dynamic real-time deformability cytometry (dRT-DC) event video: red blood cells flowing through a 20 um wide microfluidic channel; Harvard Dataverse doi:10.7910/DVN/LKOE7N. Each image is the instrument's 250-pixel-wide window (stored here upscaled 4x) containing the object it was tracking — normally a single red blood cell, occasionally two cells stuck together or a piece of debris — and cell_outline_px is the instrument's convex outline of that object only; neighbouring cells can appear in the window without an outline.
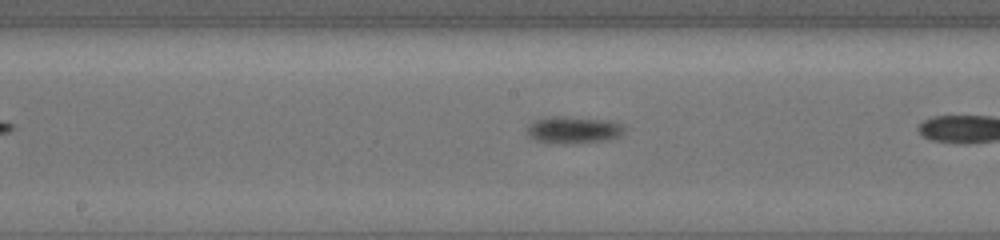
{"species": "common noctule bat (a hibernating species)", "species_latin": "Nyctalus noctula", "temperature_condition": "cold", "stored_images_in_passage": 27, "camera_frame_rate_fps": 3000, "um_per_image_px": 0.085, "animal": {"sex": "female", "body_mass_g": 19.5, "forearm_length_mm": 54.1}, "frame": {"image": 1, "passage_image": 12, "time_ms": 3.667, "image_size_px": [1000, 240], "cell_outline_px": [[624, 132], [620, 136], [608, 140], [564, 144], [548, 144], [536, 140], [528, 136], [528, 124], [536, 120], [608, 120], [620, 124], [624, 128]], "centroid_in_image_um": [48.77, 11.14], "position_along_channel_um": 199.4, "area_um2": 14.22}}